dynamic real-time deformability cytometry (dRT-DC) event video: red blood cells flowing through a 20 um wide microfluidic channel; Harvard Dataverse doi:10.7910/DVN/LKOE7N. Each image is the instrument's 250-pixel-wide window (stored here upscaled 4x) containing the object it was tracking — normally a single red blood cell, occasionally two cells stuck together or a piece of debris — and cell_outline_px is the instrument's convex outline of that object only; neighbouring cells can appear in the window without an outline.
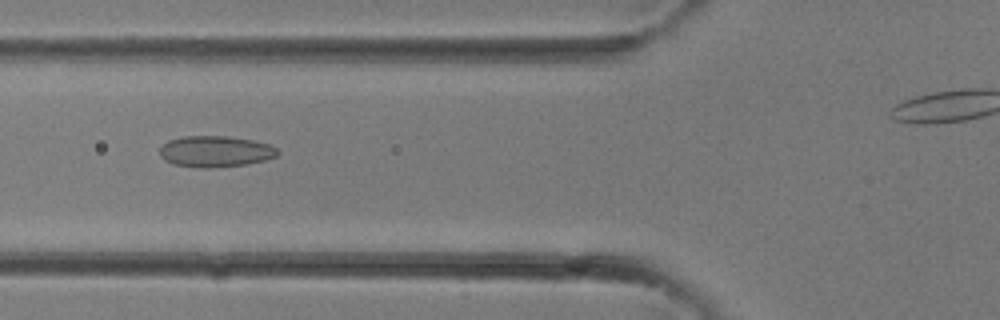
{"species": "common noctule bat (a hibernating species)", "species_latin": "Nyctalus noctula", "temperature_condition": "room temperature", "stored_images_in_passage": 30, "camera_frame_rate_fps": 3000, "um_per_image_px": 0.085, "animal": {"sex": "female"}, "frame": {"image": 1, "passage_image": 13, "time_ms": 4.0, "image_size_px": [1000, 320], "cell_outline_px": [[280, 152], [276, 156], [264, 160], [248, 164], [212, 168], [200, 168], [172, 164], [164, 160], [160, 156], [160, 148], [168, 140], [184, 136], [228, 136], [256, 140], [268, 144], [276, 148]], "centroid_in_image_um": [18.31, 12.87], "position_along_channel_um": 107.5, "area_um2": 21.62}}
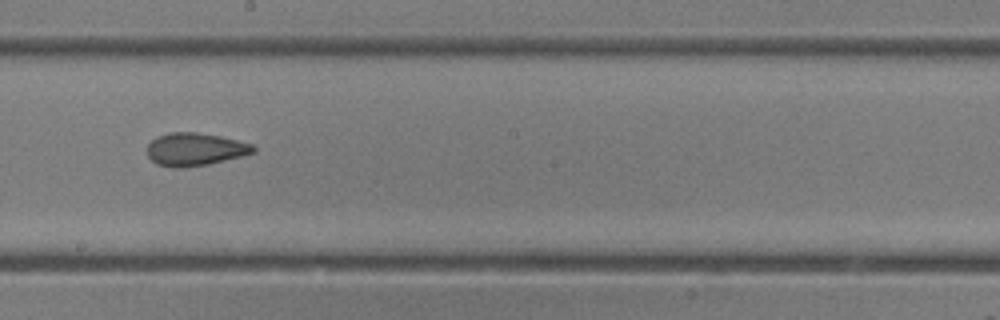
{"frame": {"image": 2, "passage_image": 19, "time_ms": 6.0, "image_size_px": [1000, 320], "cell_outline_px": [[256, 152], [244, 156], [208, 164], [184, 168], [172, 168], [156, 164], [148, 156], [148, 144], [156, 136], [168, 132], [196, 132], [220, 136], [252, 144], [256, 148]], "centroid_in_image_um": [16.58, 12.7], "position_along_channel_um": 231.6, "area_um2": 20.52}}
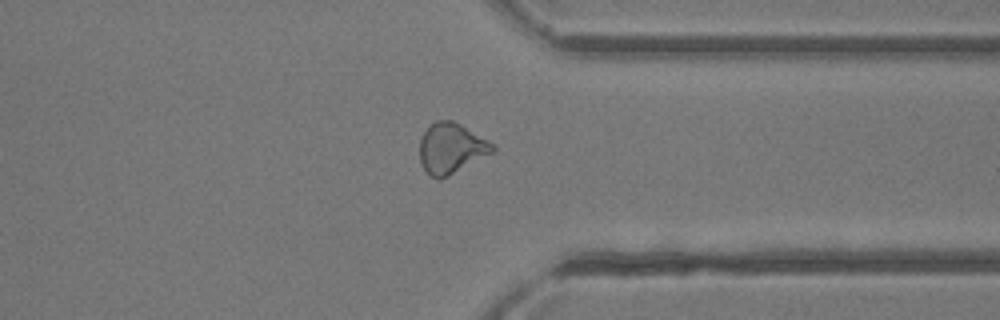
{"frame": {"image": 3, "passage_image": 26, "time_ms": 8.333, "image_size_px": [1000, 320], "cell_outline_px": [[496, 148], [492, 152], [448, 176], [440, 180], [436, 180], [420, 164], [420, 136], [428, 124], [436, 120], [452, 120], [460, 124], [488, 140]], "centroid_in_image_um": [38.3, 12.58], "position_along_channel_um": 373.1, "area_um2": 21.33}}